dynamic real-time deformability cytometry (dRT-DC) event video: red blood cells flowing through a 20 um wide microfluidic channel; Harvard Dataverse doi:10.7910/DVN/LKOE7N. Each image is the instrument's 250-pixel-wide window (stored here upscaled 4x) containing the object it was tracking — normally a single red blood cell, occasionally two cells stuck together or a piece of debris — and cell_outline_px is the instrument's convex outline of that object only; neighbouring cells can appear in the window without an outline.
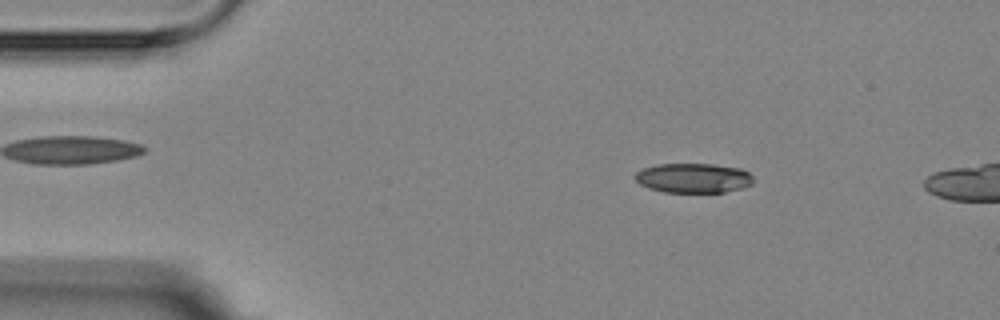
{"species": "Egyptian fruit bat (a non-hibernating species)", "species_latin": "Rousettus aegyptiacus", "temperature_condition": "room temperature", "stored_images_in_passage": 4, "camera_frame_rate_fps": 3000, "um_per_image_px": 0.085, "animal": {"sex": "female"}, "frame": {"image": 1, "passage_image": 2, "time_ms": 1.0, "image_size_px": [1000, 320], "cell_outline_px": [[752, 184], [740, 188], [724, 192], [664, 192], [648, 188], [640, 184], [632, 176], [636, 172], [644, 168], [656, 164], [712, 164], [740, 168], [748, 172], [752, 176]], "centroid_in_image_um": [58.9, 15.13], "position_along_channel_um": 26.1, "area_um2": 20.4}}